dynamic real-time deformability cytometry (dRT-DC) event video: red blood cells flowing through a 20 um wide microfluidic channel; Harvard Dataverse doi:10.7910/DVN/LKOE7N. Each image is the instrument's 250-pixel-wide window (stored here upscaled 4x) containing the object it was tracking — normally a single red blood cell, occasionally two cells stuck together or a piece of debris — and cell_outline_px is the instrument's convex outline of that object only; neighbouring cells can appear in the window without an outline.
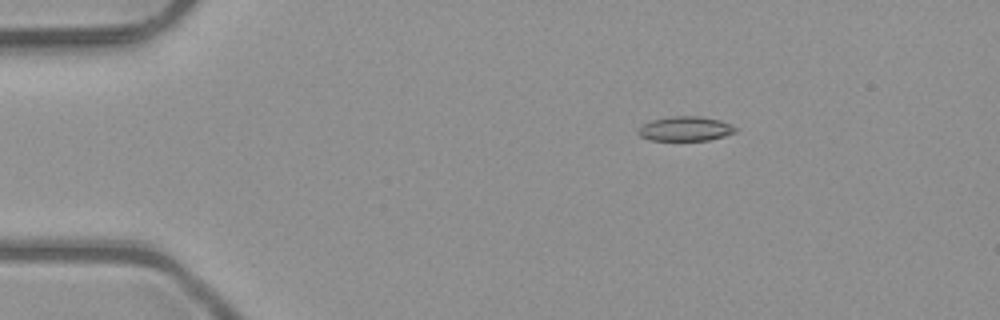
{"species": "common noctule bat (a hibernating species)", "species_latin": "Nyctalus noctula", "temperature_condition": "room temperature", "stored_images_in_passage": 4, "camera_frame_rate_fps": 3000, "um_per_image_px": 0.085, "animal": {"sex": "male", "body_mass_g": 23.1, "forearm_length_mm": 52.7}, "frame": {"image": 1, "passage_image": 2, "time_ms": 0.333, "image_size_px": [1000, 320], "cell_outline_px": [[736, 132], [724, 136], [708, 140], [652, 140], [640, 136], [636, 132], [644, 124], [652, 120], [672, 116], [700, 116], [720, 120], [732, 124], [736, 128]], "centroid_in_image_um": [58.28, 10.94], "position_along_channel_um": 26.7, "area_um2": 13.81}}